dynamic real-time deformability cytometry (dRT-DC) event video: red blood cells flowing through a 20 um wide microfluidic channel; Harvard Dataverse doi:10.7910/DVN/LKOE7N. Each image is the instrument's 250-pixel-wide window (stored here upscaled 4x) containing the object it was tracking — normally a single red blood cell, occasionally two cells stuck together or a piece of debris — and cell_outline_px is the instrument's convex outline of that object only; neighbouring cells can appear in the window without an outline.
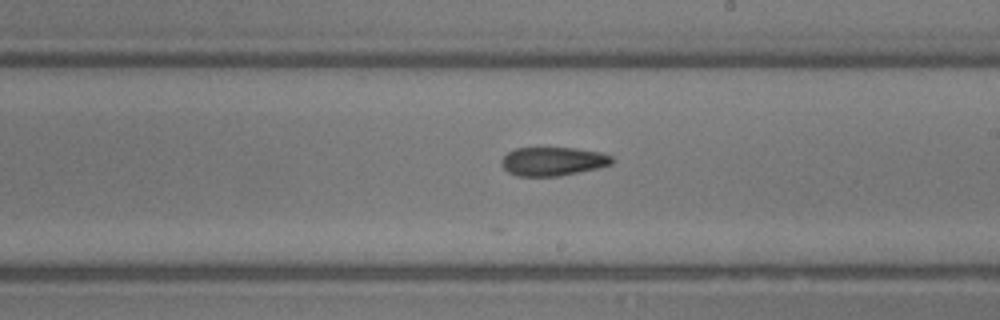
{"species": "common noctule bat (a hibernating species)", "species_latin": "Nyctalus noctula", "temperature_condition": "room temperature", "stored_images_in_passage": 24, "segment_of_instrument_passage": [1, 2], "camera_frame_rate_fps": 3000, "um_per_image_px": 0.085, "animal": {"sex": "male", "body_mass_g": 13.3}, "frame": {"image": 1, "passage_image": 10, "time_ms": 3.0, "image_size_px": [1000, 320], "cell_outline_px": [[616, 160], [612, 164], [596, 168], [560, 176], [516, 176], [508, 172], [500, 164], [500, 160], [508, 152], [516, 148], [576, 148], [600, 152], [612, 156]], "centroid_in_image_um": [46.99, 13.71], "position_along_channel_um": 242.0, "area_um2": 18.55}}
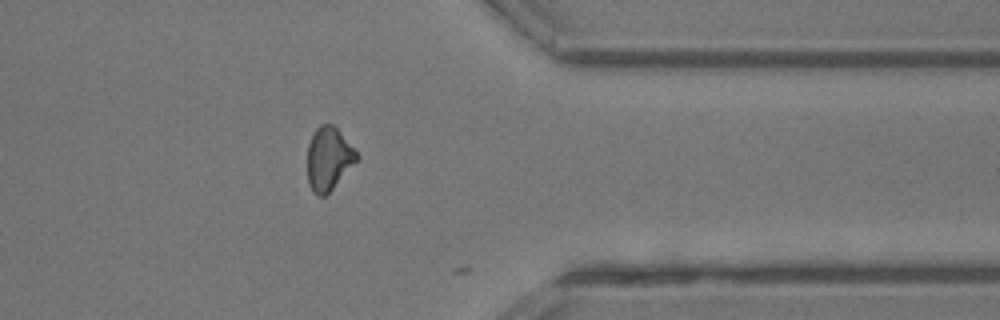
{"frame": {"image": 2, "passage_image": 17, "time_ms": 5.333, "image_size_px": [1000, 320], "cell_outline_px": [[360, 156], [332, 188], [324, 196], [320, 196], [312, 192], [308, 184], [308, 144], [316, 128], [320, 124], [332, 124], [340, 132]], "centroid_in_image_um": [27.91, 13.48], "position_along_channel_um": 383.5, "area_um2": 17.74}}
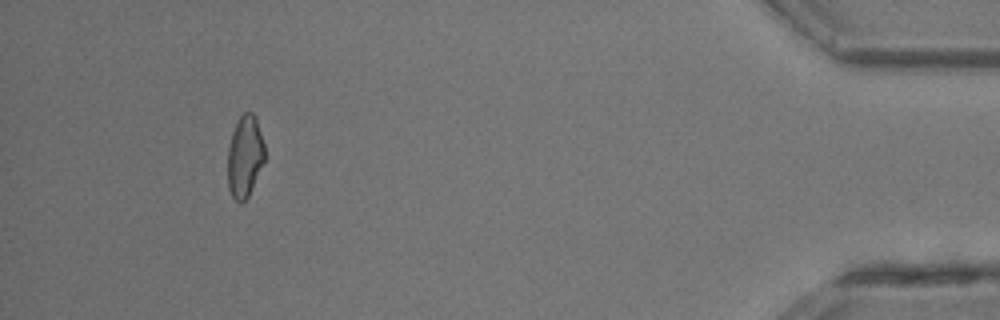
{"frame": {"image": 3, "passage_image": 21, "time_ms": 6.667, "image_size_px": [1000, 320], "cell_outline_px": [[264, 160], [252, 188], [248, 196], [240, 204], [232, 196], [228, 188], [228, 148], [232, 132], [240, 116], [244, 112], [252, 112], [256, 116], [264, 144]], "centroid_in_image_um": [20.8, 13.28], "position_along_channel_um": 414.4, "area_um2": 17.51}}